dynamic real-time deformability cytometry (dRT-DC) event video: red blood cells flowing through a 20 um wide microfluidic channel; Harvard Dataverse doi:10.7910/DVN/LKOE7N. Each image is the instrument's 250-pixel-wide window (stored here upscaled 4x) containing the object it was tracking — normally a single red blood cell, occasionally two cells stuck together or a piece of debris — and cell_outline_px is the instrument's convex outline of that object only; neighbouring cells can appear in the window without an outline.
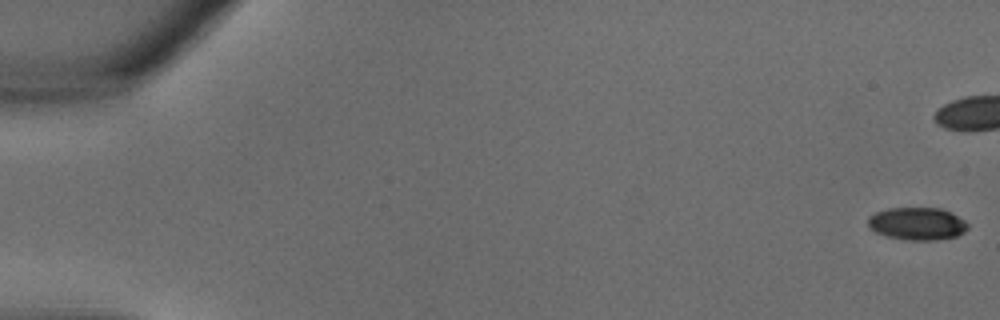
{"species": "common noctule bat (a hibernating species)", "species_latin": "Nyctalus noctula", "temperature_condition": "warm", "stored_images_in_passage": 29, "camera_frame_rate_fps": 3000, "um_per_image_px": 0.085, "animal": {"sex": "male", "body_mass_g": 18.8}, "frame": {"image": 1, "passage_image": 1, "time_ms": 0.0, "image_size_px": [1000, 320], "cell_outline_px": [[968, 228], [964, 232], [956, 236], [936, 240], [908, 240], [888, 236], [876, 232], [868, 228], [868, 216], [876, 212], [888, 208], [940, 208], [952, 212], [964, 220], [968, 224]], "centroid_in_image_um": [77.96, 19.0], "position_along_channel_um": 7.0, "area_um2": 19.02}}
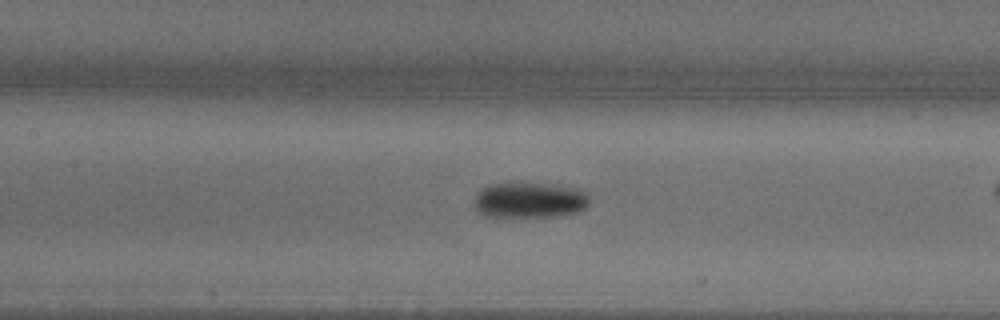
{"frame": {"image": 2, "passage_image": 17, "time_ms": 5.333, "image_size_px": [1000, 320], "cell_outline_px": [[588, 204], [580, 212], [556, 216], [484, 216], [472, 204], [472, 200], [476, 192], [492, 184], [560, 184], [584, 188], [588, 192]], "centroid_in_image_um": [45.07, 17.0], "position_along_channel_um": 162.3, "area_um2": 24.16}}